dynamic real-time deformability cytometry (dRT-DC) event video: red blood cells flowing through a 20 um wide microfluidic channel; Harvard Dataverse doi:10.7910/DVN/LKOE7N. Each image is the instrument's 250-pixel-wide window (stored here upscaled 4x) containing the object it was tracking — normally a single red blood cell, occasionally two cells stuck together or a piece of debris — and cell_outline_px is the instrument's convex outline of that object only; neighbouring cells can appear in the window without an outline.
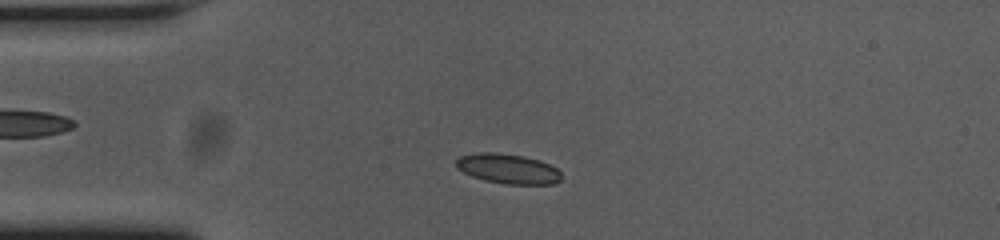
{"species": "common noctule bat (a hibernating species)", "species_latin": "Nyctalus noctula", "temperature_condition": "cold", "stored_images_in_passage": 49, "camera_frame_rate_fps": 3000, "um_per_image_px": 0.085, "animal": {"sex": "female", "body_mass_g": 23.0, "forearm_length_mm": 53.4}, "frame": {"image": 1, "passage_image": 8, "time_ms": 2.333, "image_size_px": [1000, 240], "cell_outline_px": [[560, 180], [556, 184], [504, 184], [484, 180], [472, 176], [456, 168], [456, 160], [460, 156], [480, 152], [492, 152], [524, 156], [548, 164], [556, 168], [560, 172]], "centroid_in_image_um": [43.16, 14.35], "position_along_channel_um": 41.8, "area_um2": 18.15}}
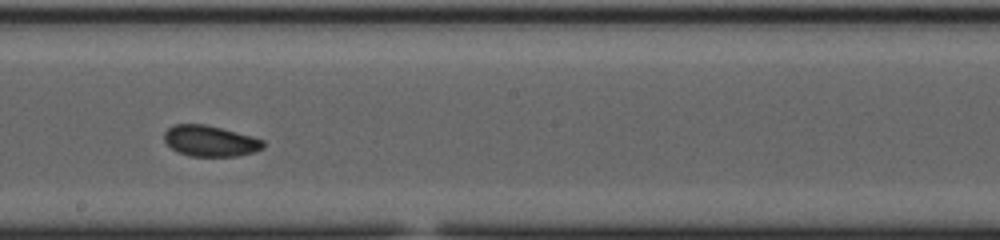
{"frame": {"image": 2, "passage_image": 25, "time_ms": 8.0, "image_size_px": [1000, 240], "cell_outline_px": [[264, 148], [252, 152], [236, 156], [188, 156], [176, 152], [164, 140], [164, 132], [168, 128], [176, 124], [204, 124], [252, 136], [264, 140]], "centroid_in_image_um": [17.85, 11.99], "position_along_channel_um": 230.4, "area_um2": 17.74}}
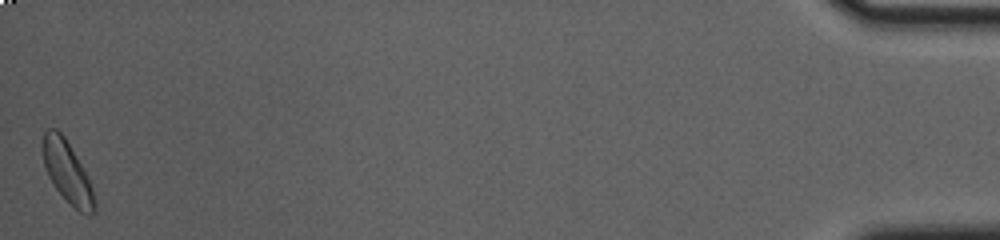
{"frame": {"image": 3, "passage_image": 49, "time_ms": 16.0, "image_size_px": [1000, 240], "cell_outline_px": [[96, 212], [80, 212], [56, 188], [48, 176], [44, 164], [44, 132], [48, 128], [56, 128], [64, 136], [80, 164], [92, 188], [96, 204]], "centroid_in_image_um": [5.72, 14.61], "position_along_channel_um": 429.5, "area_um2": 17.57}, "authors_computed_cell_mechanics": {"area_um2": 17.8602, "velocity_mm_per_s": 3.733, "shape_relaxation_time_tau1_ms": 2.7211, "shape_relaxation_time_tau2_ms": 5.2117, "deformation_change_tau1": 0.0597, "deformation_change_tau2": 0.0902}}